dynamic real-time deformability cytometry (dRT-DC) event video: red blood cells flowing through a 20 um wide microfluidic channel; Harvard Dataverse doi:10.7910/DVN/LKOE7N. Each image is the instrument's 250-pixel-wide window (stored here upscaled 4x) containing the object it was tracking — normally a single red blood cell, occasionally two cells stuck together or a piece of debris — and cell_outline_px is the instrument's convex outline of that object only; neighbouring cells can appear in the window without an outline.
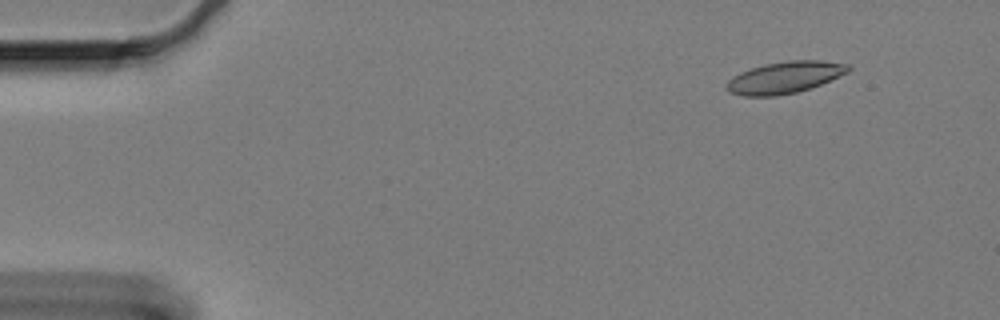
{"species": "Egyptian fruit bat (a non-hibernating species)", "species_latin": "Rousettus aegyptiacus", "temperature_condition": "cold", "stored_images_in_passage": 56, "camera_frame_rate_fps": 3000, "um_per_image_px": 0.085, "animal": {"sex": "female"}, "frame": {"image": 1, "passage_image": 1, "time_ms": 0.0, "image_size_px": [1000, 320], "cell_outline_px": [[852, 68], [848, 72], [820, 84], [796, 92], [776, 96], [744, 96], [728, 92], [724, 88], [724, 84], [732, 76], [740, 72], [764, 64], [788, 60], [820, 60], [848, 64]], "centroid_in_image_um": [66.65, 6.58], "position_along_channel_um": 18.4, "area_um2": 22.54}}
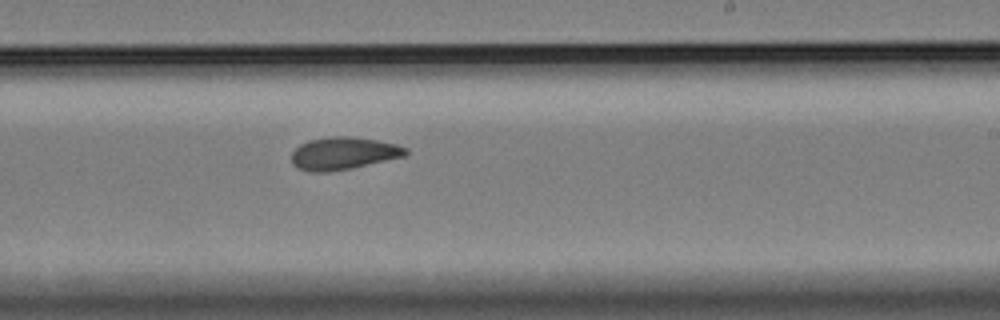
{"frame": {"image": 2, "passage_image": 32, "time_ms": 10.333, "image_size_px": [1000, 320], "cell_outline_px": [[408, 152], [404, 156], [352, 168], [328, 172], [308, 172], [296, 168], [292, 164], [292, 152], [300, 144], [308, 140], [332, 136], [352, 136], [376, 140], [396, 144], [408, 148]], "centroid_in_image_um": [29.16, 13.04], "position_along_channel_um": 259.8, "area_um2": 21.73}}
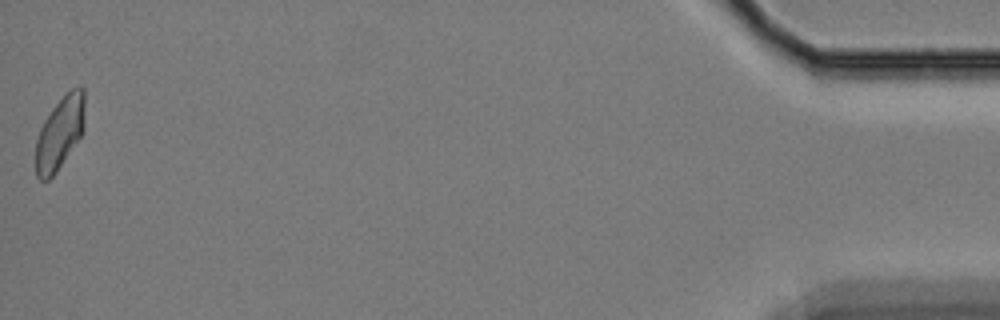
{"frame": {"image": 3, "passage_image": 56, "time_ms": 18.333, "image_size_px": [1000, 320], "cell_outline_px": [[84, 128], [80, 136], [56, 172], [48, 180], [40, 180], [36, 176], [36, 140], [40, 128], [44, 120], [52, 108], [64, 92], [80, 84], [84, 88]], "centroid_in_image_um": [5.08, 11.24], "position_along_channel_um": 430.1, "area_um2": 20.87}, "authors_computed_cell_mechanics": {"area_um2": 21.5016, "velocity_mm_per_s": 3.2598, "shape_relaxation_time_tau1_ms": null, "shape_relaxation_time_tau2_ms": 3.7957, "deformation_change_tau1": null, "deformation_change_tau2": 0.0885}}